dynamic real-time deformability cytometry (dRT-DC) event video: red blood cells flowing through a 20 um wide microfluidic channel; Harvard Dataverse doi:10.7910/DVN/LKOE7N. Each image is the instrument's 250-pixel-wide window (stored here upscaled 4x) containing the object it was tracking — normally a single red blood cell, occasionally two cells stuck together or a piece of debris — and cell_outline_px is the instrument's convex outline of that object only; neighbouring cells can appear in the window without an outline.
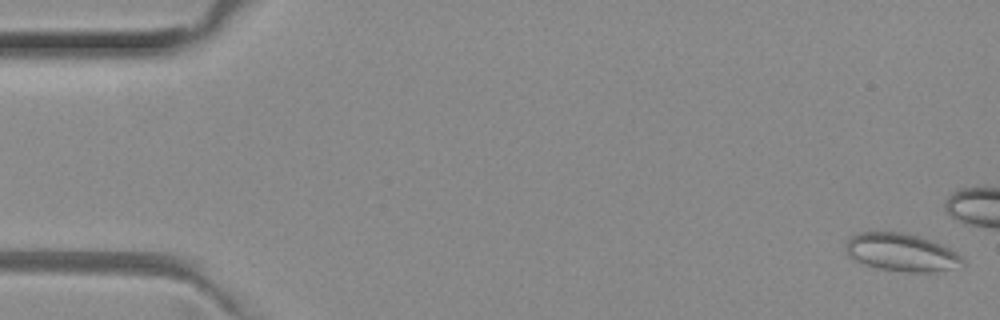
{"species": "common noctule bat (a hibernating species)", "species_latin": "Nyctalus noctula", "temperature_condition": "room temperature", "stored_images_in_passage": 15, "camera_frame_rate_fps": 3000, "um_per_image_px": 0.085, "animal": {"sex": "female", "body_mass_g": 29.2, "forearm_length_mm": 56.3}, "frame": {"image": 1, "passage_image": 1, "time_ms": 0.0, "image_size_px": [1000, 320], "cell_outline_px": [[964, 264], [952, 268], [936, 272], [908, 272], [876, 268], [864, 264], [848, 256], [844, 248], [848, 240], [852, 236], [860, 232], [900, 232], [920, 236], [932, 240], [956, 252], [964, 260]], "centroid_in_image_um": [76.61, 21.45], "position_along_channel_um": 8.4, "area_um2": 25.72}}